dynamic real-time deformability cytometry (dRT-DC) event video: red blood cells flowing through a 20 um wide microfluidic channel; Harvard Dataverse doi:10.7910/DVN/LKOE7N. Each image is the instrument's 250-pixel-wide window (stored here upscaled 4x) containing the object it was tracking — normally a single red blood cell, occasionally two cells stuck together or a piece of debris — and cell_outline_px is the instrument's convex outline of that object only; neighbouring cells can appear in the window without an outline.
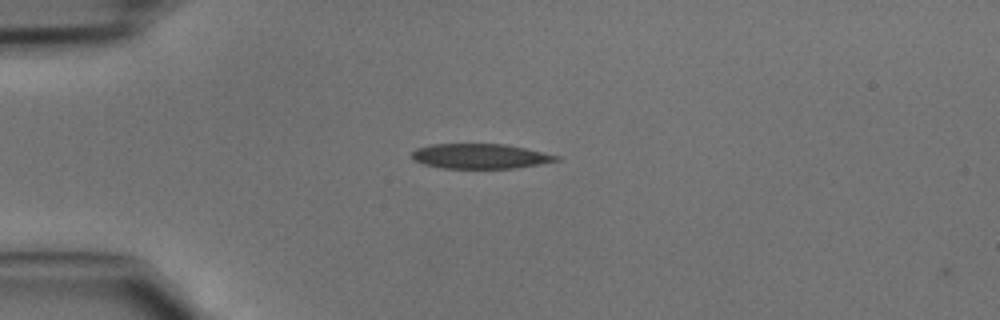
{"species": "common noctule bat (a hibernating species)", "species_latin": "Nyctalus noctula", "temperature_condition": "cold", "stored_images_in_passage": 2, "camera_frame_rate_fps": 3000, "um_per_image_px": 0.085, "animal": {"sex": "male", "body_mass_g": 15.6}, "frame": {"image": 1, "passage_image": 1, "time_ms": 0.0, "image_size_px": [1000, 320], "cell_outline_px": [[560, 160], [540, 164], [516, 168], [444, 168], [424, 164], [412, 160], [412, 152], [416, 148], [432, 144], [504, 144], [524, 148], [560, 156]], "centroid_in_image_um": [40.8, 13.28], "position_along_channel_um": 44.2, "area_um2": 20.87}}